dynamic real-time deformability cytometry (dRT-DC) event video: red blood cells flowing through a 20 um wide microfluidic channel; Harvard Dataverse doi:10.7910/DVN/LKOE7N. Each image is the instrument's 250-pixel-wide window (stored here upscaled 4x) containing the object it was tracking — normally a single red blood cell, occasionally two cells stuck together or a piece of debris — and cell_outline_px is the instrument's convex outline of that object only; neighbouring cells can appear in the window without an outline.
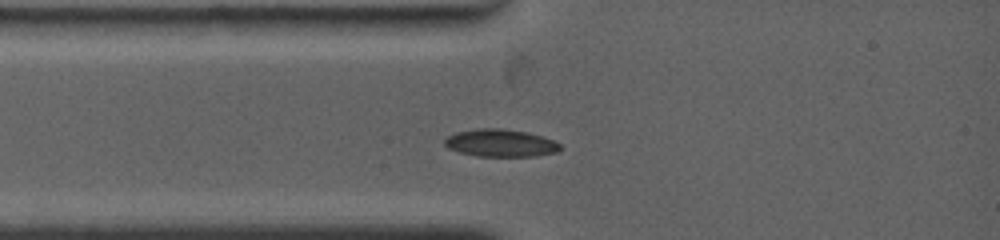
{"species": "common noctule bat (a hibernating species)", "species_latin": "Nyctalus noctula", "temperature_condition": "warm", "stored_images_in_passage": 41, "camera_frame_rate_fps": 4500, "um_per_image_px": 0.085, "animal": {"sex": "female", "body_mass_g": 19.0, "forearm_length_mm": 53.3}, "frame": {"image": 1, "passage_image": 1, "time_ms": 0.0, "image_size_px": [1000, 240], "cell_outline_px": [[560, 148], [556, 152], [536, 156], [476, 156], [460, 152], [448, 148], [444, 144], [444, 140], [448, 136], [456, 132], [480, 128], [500, 128], [528, 132], [552, 140], [560, 144]], "centroid_in_image_um": [42.52, 12.15], "position_along_channel_um": 42.5, "area_um2": 18.38}}
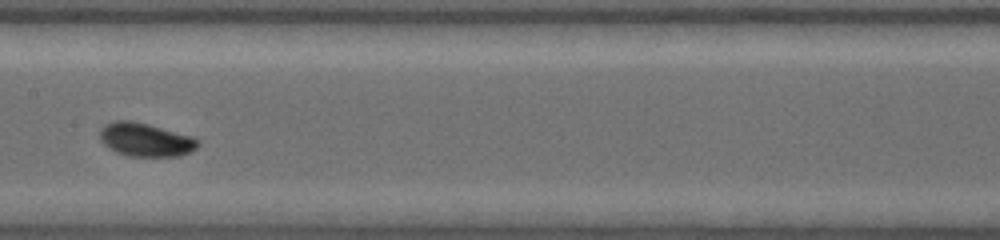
{"frame": {"image": 2, "passage_image": 18, "time_ms": 4.0, "image_size_px": [1000, 240], "cell_outline_px": [[200, 144], [196, 148], [180, 156], [128, 156], [116, 152], [108, 148], [100, 140], [100, 128], [104, 124], [116, 120], [132, 120], [148, 124], [192, 136], [200, 140]], "centroid_in_image_um": [12.35, 11.87], "position_along_channel_um": 195.0, "area_um2": 19.25}}
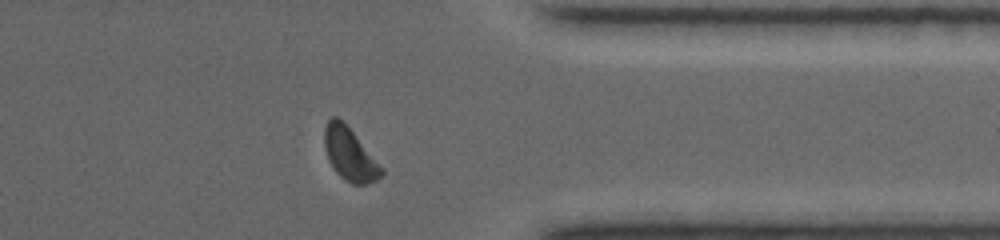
{"frame": {"image": 3, "passage_image": 36, "time_ms": 9.111, "image_size_px": [1000, 240], "cell_outline_px": [[384, 172], [376, 180], [368, 184], [352, 184], [344, 180], [336, 172], [328, 160], [324, 148], [324, 128], [328, 120], [332, 116], [336, 116], [352, 132], [384, 168]], "centroid_in_image_um": [29.71, 13.14], "position_along_channel_um": 381.7, "area_um2": 17.34}, "authors_computed_cell_mechanics": {"area_um2": 18.1492, "velocity_mm_per_s": 3.8147, "shape_relaxation_time_tau1_ms": 2.1988, "shape_relaxation_time_tau2_ms": null, "deformation_change_tau1": 0.0978, "deformation_change_tau2": null}}